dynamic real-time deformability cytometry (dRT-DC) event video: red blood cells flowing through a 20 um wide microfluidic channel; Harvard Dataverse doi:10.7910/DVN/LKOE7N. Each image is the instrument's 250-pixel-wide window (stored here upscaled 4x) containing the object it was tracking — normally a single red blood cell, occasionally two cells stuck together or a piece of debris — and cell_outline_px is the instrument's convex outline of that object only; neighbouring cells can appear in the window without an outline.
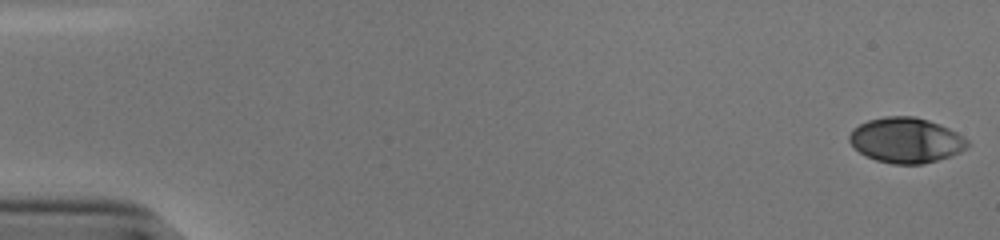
{"species": "human", "species_latin": "Homo sapiens", "temperature_condition": "cold", "stored_images_in_passage": 53, "camera_frame_rate_fps": 3000, "um_per_image_px": 0.085, "donor": {"sex": "male"}, "frame": {"image": 1, "passage_image": 1, "time_ms": 0.0, "image_size_px": [1000, 240], "cell_outline_px": [[972, 144], [968, 148], [960, 152], [924, 164], [892, 164], [876, 160], [864, 156], [848, 140], [848, 136], [852, 128], [868, 120], [884, 116], [916, 116], [940, 124], [964, 136]], "centroid_in_image_um": [77.02, 11.91], "position_along_channel_um": 8.0, "area_um2": 31.39}}
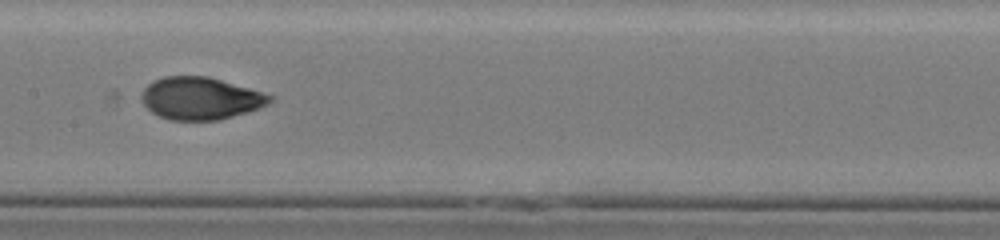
{"frame": {"image": 2, "passage_image": 28, "time_ms": 9.0, "image_size_px": [1000, 240], "cell_outline_px": [[276, 96], [268, 104], [248, 112], [220, 120], [168, 120], [152, 112], [144, 104], [140, 96], [140, 92], [152, 80], [164, 76], [208, 76]], "centroid_in_image_um": [17.03, 8.36], "position_along_channel_um": 190.4, "area_um2": 31.85}}
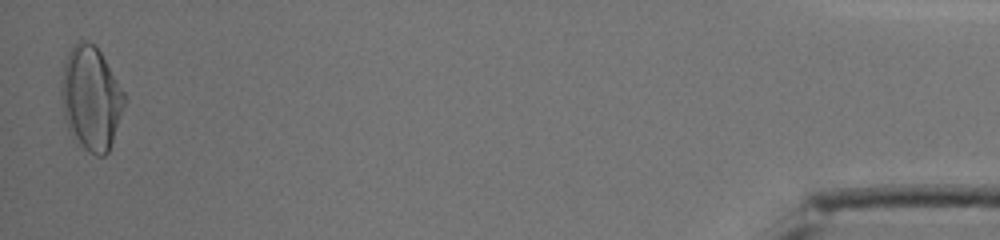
{"frame": {"image": 3, "passage_image": 53, "time_ms": 17.333, "image_size_px": [1000, 240], "cell_outline_px": [[124, 104], [108, 152], [104, 156], [96, 156], [88, 152], [76, 144], [64, 120], [60, 92], [60, 84], [64, 64], [68, 52], [80, 40], [84, 40], [92, 44], [100, 52], [124, 92]], "centroid_in_image_um": [7.69, 8.39], "position_along_channel_um": 427.5, "area_um2": 37.86}, "authors_computed_cell_mechanics": {"area_um2": 31.5588, "velocity_mm_per_s": 3.8755, "shape_relaxation_time_tau1_ms": 5.4988, "shape_relaxation_time_tau2_ms": 0.9197, "deformation_change_tau1": 0.2115, "deformation_change_tau2": 0.0459}}